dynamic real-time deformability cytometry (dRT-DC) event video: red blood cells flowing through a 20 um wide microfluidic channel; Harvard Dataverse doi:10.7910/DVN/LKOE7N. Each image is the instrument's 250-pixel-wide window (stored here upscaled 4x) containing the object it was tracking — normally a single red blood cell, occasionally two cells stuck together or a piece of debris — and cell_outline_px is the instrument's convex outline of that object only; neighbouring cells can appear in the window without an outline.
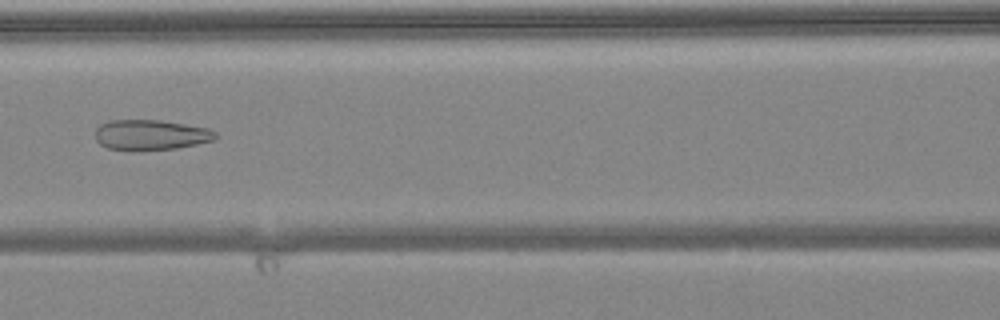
{"species": "common noctule bat (a hibernating species)", "species_latin": "Nyctalus noctula", "temperature_condition": "warm", "stored_images_in_passage": 7, "camera_frame_rate_fps": 3000, "um_per_image_px": 0.085, "animal": {"sex": "female", "body_mass_g": 24.6, "forearm_length_mm": 56.2}, "frame": {"image": 1, "passage_image": 6, "time_ms": 1.667, "image_size_px": [1000, 320], "cell_outline_px": [[216, 140], [176, 148], [132, 152], [108, 148], [100, 144], [96, 140], [96, 128], [100, 124], [108, 120], [160, 120], [208, 128], [216, 132]], "centroid_in_image_um": [12.78, 11.48], "position_along_channel_um": 153.8, "area_um2": 21.56}}
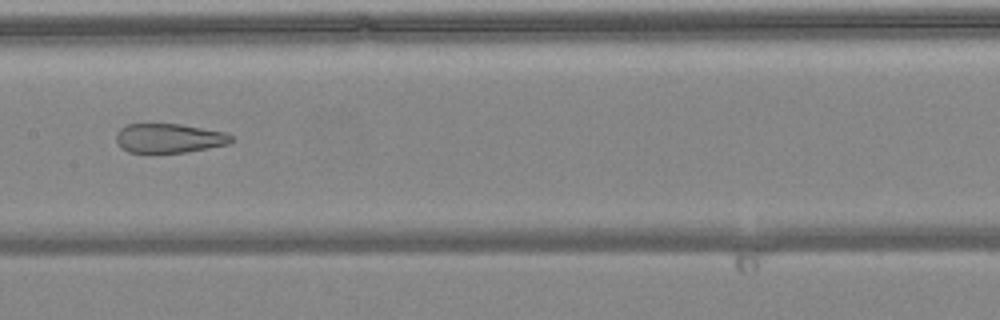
{"frame": {"image": 2, "passage_image": 7, "time_ms": 2.0, "image_size_px": [1000, 320], "cell_outline_px": [[232, 140], [228, 144], [188, 152], [128, 152], [116, 140], [116, 132], [120, 128], [128, 124], [180, 124], [224, 132], [232, 136]], "centroid_in_image_um": [14.37, 11.74], "position_along_channel_um": 193.0, "area_um2": 19.36}}